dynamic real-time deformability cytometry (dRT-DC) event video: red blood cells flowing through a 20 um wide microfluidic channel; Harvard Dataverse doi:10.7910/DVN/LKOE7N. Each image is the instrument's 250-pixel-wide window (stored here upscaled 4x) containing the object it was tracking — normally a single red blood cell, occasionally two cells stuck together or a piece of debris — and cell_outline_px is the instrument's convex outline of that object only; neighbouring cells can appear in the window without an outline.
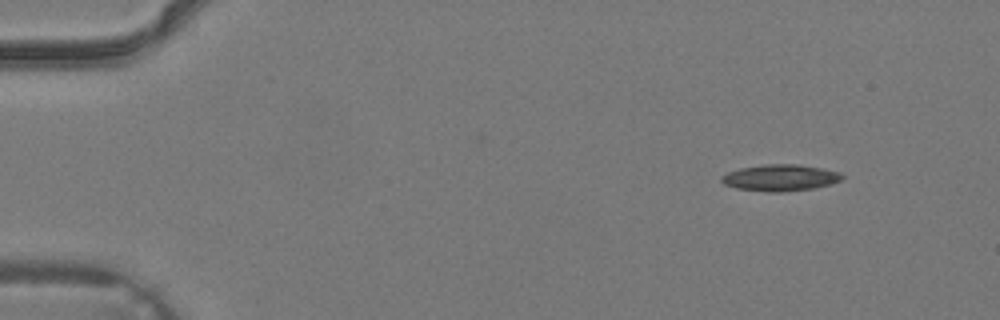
{"species": "common noctule bat (a hibernating species)", "species_latin": "Nyctalus noctula", "temperature_condition": "warm", "stored_images_in_passage": 3, "camera_frame_rate_fps": 3000, "um_per_image_px": 0.085, "animal": {"sex": "male", "body_mass_g": 19.2, "forearm_length_mm": 51.8}, "frame": {"image": 1, "passage_image": 1, "time_ms": 0.0, "image_size_px": [1000, 320], "cell_outline_px": [[844, 176], [840, 180], [832, 184], [812, 188], [780, 192], [768, 192], [736, 188], [724, 184], [720, 180], [720, 176], [728, 172], [740, 168], [764, 164], [796, 164], [820, 168], [840, 172]], "centroid_in_image_um": [66.29, 15.1], "position_along_channel_um": 18.7, "area_um2": 18.55}}
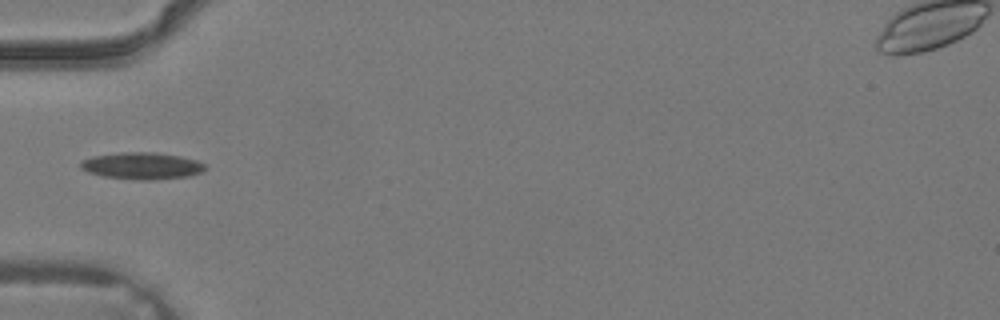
{"frame": {"image": 2, "passage_image": 3, "time_ms": 0.667, "image_size_px": [1000, 320], "cell_outline_px": [[208, 168], [200, 172], [188, 176], [152, 180], [136, 180], [104, 176], [88, 172], [80, 168], [80, 160], [92, 156], [120, 152], [156, 152], [180, 156], [196, 160], [204, 164]], "centroid_in_image_um": [12.04, 14.09], "position_along_channel_um": 73.0, "area_um2": 19.59}}